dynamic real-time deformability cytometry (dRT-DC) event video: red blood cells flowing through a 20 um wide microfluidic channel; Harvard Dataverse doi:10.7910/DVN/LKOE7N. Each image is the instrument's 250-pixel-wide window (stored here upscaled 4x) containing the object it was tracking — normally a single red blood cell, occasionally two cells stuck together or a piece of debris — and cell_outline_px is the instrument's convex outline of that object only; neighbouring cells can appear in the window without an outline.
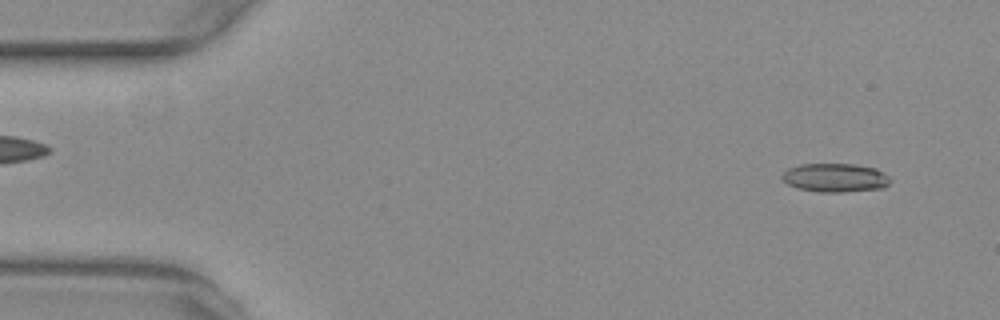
{"species": "common noctule bat (a hibernating species)", "species_latin": "Nyctalus noctula", "temperature_condition": "warm", "stored_images_in_passage": 48, "camera_frame_rate_fps": 3000, "um_per_image_px": 0.085, "animal": {"sex": "female", "body_mass_g": 29.2, "forearm_length_mm": 56.3}, "frame": {"image": 1, "passage_image": 3, "time_ms": 0.667, "image_size_px": [1000, 320], "cell_outline_px": [[892, 180], [884, 188], [844, 192], [820, 192], [796, 188], [788, 184], [780, 176], [788, 168], [800, 164], [852, 164], [876, 168], [888, 176]], "centroid_in_image_um": [70.99, 15.11], "position_along_channel_um": 14.0, "area_um2": 18.15}}
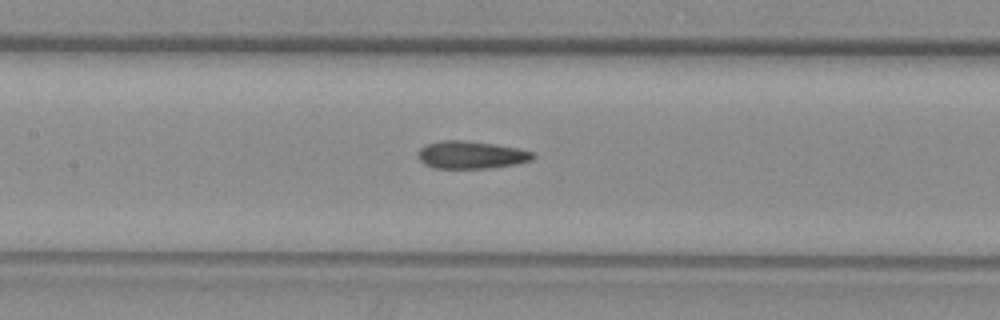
{"frame": {"image": 2, "passage_image": 24, "time_ms": 7.667, "image_size_px": [1000, 320], "cell_outline_px": [[536, 156], [532, 160], [516, 164], [488, 168], [432, 168], [424, 164], [420, 160], [420, 148], [428, 144], [444, 140], [460, 140], [492, 144], [516, 148], [536, 152]], "centroid_in_image_um": [40.09, 13.17], "position_along_channel_um": 167.3, "area_um2": 18.26}}
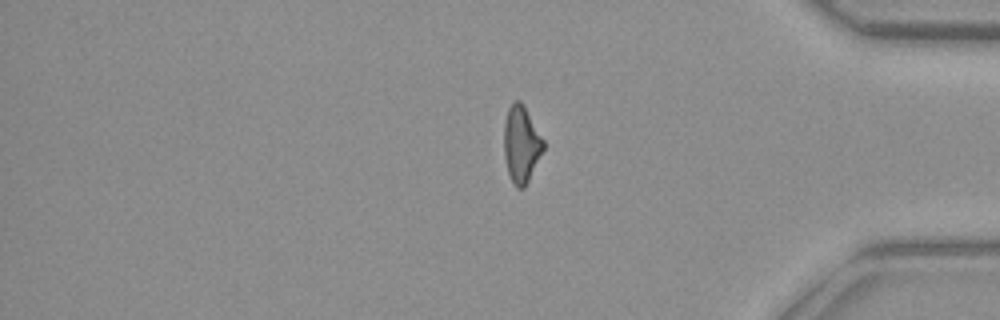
{"frame": {"image": 3, "passage_image": 44, "time_ms": 14.333, "image_size_px": [1000, 320], "cell_outline_px": [[544, 148], [524, 188], [516, 188], [512, 184], [508, 172], [504, 156], [504, 124], [508, 108], [516, 100], [520, 100], [524, 104], [544, 140]], "centroid_in_image_um": [44.3, 12.25], "position_along_channel_um": 390.9, "area_um2": 17.57}, "authors_computed_cell_mechanics": {"area_um2": 18.207, "velocity_mm_per_s": 3.7563, "shape_relaxation_time_tau1_ms": null, "shape_relaxation_time_tau2_ms": 3.4583, "deformation_change_tau1": null, "deformation_change_tau2": 0.1215}}